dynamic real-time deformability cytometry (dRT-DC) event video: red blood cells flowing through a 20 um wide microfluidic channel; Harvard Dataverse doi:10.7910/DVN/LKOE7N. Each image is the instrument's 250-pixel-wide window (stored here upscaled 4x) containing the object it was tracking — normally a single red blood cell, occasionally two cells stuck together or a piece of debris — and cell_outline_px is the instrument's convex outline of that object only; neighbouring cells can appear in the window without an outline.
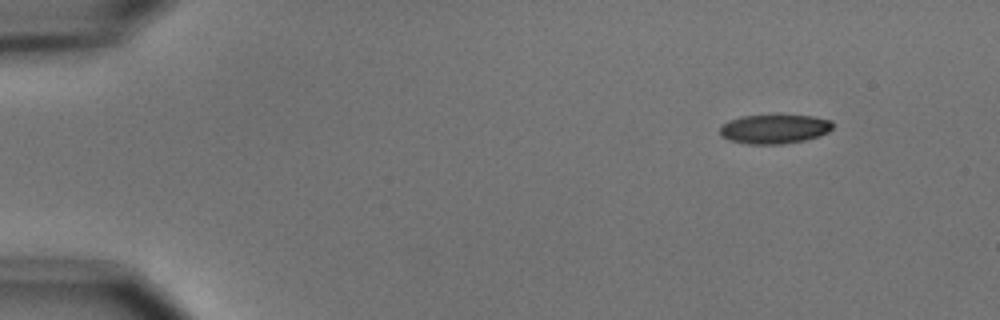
{"species": "common noctule bat (a hibernating species)", "species_latin": "Nyctalus noctula", "temperature_condition": "cold", "stored_images_in_passage": 4, "camera_frame_rate_fps": 3000, "um_per_image_px": 0.085, "animal": {"sex": "male", "body_mass_g": 15.6}, "frame": {"image": 1, "passage_image": 1, "time_ms": 0.0, "image_size_px": [1000, 320], "cell_outline_px": [[832, 128], [828, 132], [820, 136], [804, 140], [780, 144], [748, 144], [728, 140], [720, 136], [720, 124], [728, 120], [740, 116], [776, 112], [780, 112], [812, 116], [832, 120]], "centroid_in_image_um": [65.79, 10.9], "position_along_channel_um": 19.2, "area_um2": 20.29}}
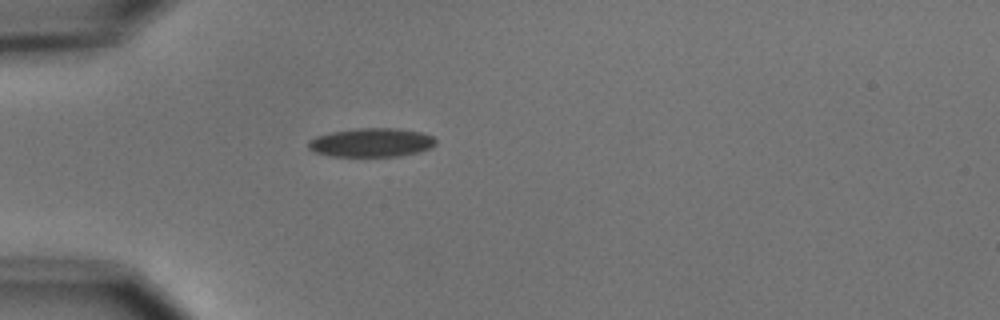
{"frame": {"image": 2, "passage_image": 4, "time_ms": 3.333, "image_size_px": [1000, 320], "cell_outline_px": [[436, 144], [428, 148], [416, 152], [400, 156], [328, 156], [312, 152], [308, 148], [308, 140], [316, 136], [332, 132], [356, 128], [396, 128], [420, 132], [432, 136], [436, 140]], "centroid_in_image_um": [31.51, 12.11], "position_along_channel_um": 53.5, "area_um2": 21.39}}